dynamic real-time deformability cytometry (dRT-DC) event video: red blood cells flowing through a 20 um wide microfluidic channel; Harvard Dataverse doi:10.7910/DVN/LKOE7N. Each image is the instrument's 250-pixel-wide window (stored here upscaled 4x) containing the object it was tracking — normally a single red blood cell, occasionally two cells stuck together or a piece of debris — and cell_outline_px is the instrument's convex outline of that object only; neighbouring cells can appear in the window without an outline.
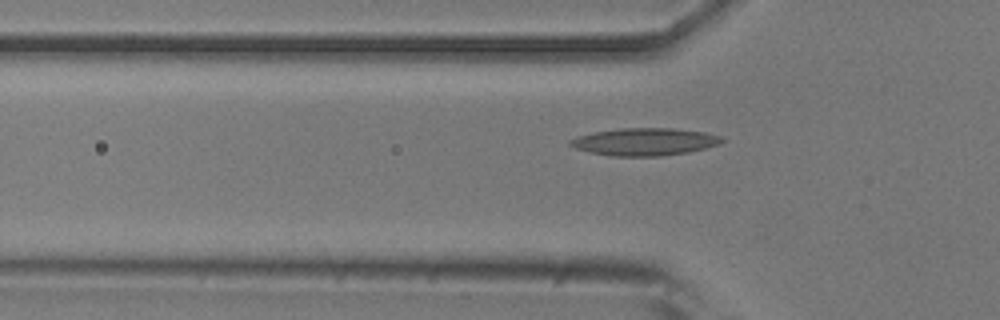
{"species": "common noctule bat (a hibernating species)", "species_latin": "Nyctalus noctula", "temperature_condition": "room temperature", "stored_images_in_passage": 43, "camera_frame_rate_fps": 3000, "um_per_image_px": 0.085, "animal": {"sex": "male", "body_mass_g": 20.5, "forearm_length_mm": 52.5}, "frame": {"image": 1, "passage_image": 13, "time_ms": 4.0, "image_size_px": [1000, 320], "cell_outline_px": [[724, 140], [720, 144], [708, 148], [688, 152], [660, 156], [612, 156], [592, 152], [576, 148], [568, 144], [568, 140], [592, 132], [620, 128], [672, 128], [704, 132], [720, 136]], "centroid_in_image_um": [54.82, 12.05], "position_along_channel_um": 71.0, "area_um2": 24.22}}
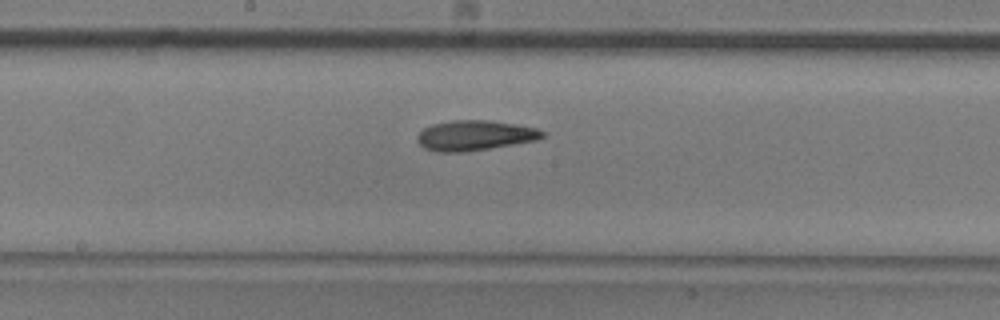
{"frame": {"image": 2, "passage_image": 24, "time_ms": 7.667, "image_size_px": [1000, 320], "cell_outline_px": [[544, 136], [536, 140], [464, 152], [436, 152], [424, 148], [416, 140], [416, 136], [424, 128], [432, 124], [452, 120], [492, 120], [516, 124], [536, 128], [544, 132]], "centroid_in_image_um": [40.32, 11.5], "position_along_channel_um": 207.9, "area_um2": 21.91}}
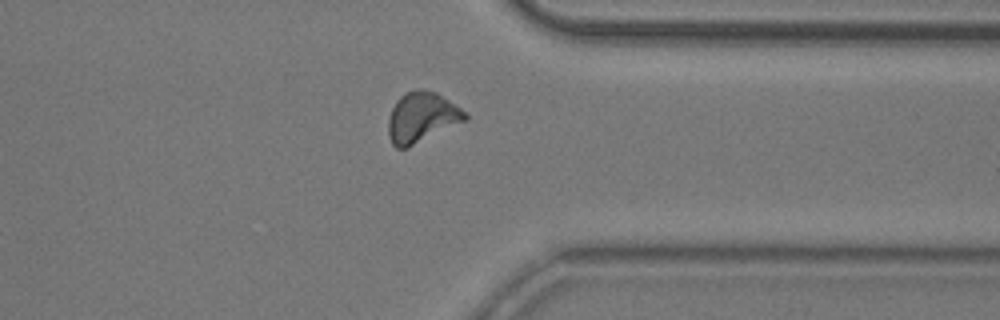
{"frame": {"image": 3, "passage_image": 38, "time_ms": 12.333, "image_size_px": [1000, 320], "cell_outline_px": [[468, 120], [408, 148], [396, 148], [392, 144], [388, 136], [388, 120], [392, 108], [396, 100], [400, 96], [416, 88], [424, 88], [436, 92], [460, 108], [468, 116]], "centroid_in_image_um": [35.84, 9.98], "position_along_channel_um": 375.6, "area_um2": 22.72}}